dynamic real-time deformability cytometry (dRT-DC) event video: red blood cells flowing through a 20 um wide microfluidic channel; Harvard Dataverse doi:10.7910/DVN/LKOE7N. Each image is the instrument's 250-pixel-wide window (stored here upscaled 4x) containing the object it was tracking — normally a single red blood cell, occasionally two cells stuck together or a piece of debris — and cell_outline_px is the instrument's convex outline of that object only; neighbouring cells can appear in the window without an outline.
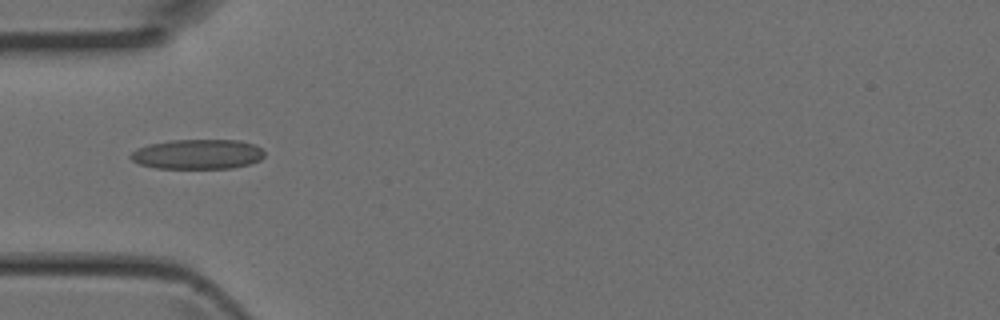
{"species": "Egyptian fruit bat (a non-hibernating species)", "species_latin": "Rousettus aegyptiacus", "temperature_condition": "room temperature", "stored_images_in_passage": 3, "camera_frame_rate_fps": 3000, "um_per_image_px": 0.085, "animal": {"sex": "female"}, "frame": {"image": 1, "passage_image": 3, "time_ms": 0.667, "image_size_px": [1000, 320], "cell_outline_px": [[264, 156], [260, 160], [248, 164], [232, 168], [156, 168], [140, 164], [132, 160], [128, 156], [136, 148], [148, 144], [172, 140], [240, 140], [252, 144], [260, 148], [264, 152]], "centroid_in_image_um": [16.77, 13.1], "position_along_channel_um": 68.2, "area_um2": 23.24}}